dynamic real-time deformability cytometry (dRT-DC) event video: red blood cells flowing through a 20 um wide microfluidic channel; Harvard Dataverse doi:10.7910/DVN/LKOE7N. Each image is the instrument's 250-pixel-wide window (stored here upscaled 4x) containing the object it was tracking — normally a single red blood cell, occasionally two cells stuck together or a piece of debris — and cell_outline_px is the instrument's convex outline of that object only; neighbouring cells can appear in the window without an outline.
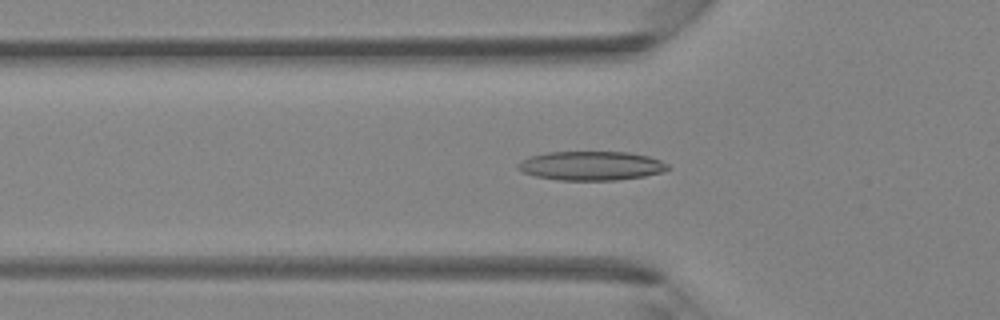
{"species": "Egyptian fruit bat (a non-hibernating species)", "species_latin": "Rousettus aegyptiacus", "temperature_condition": "room temperature", "stored_images_in_passage": 41, "camera_frame_rate_fps": 3000, "um_per_image_px": 0.085, "animal": {"sex": "female"}, "frame": {"image": 1, "passage_image": 13, "time_ms": 4.0, "image_size_px": [1000, 320], "cell_outline_px": [[672, 168], [664, 172], [644, 176], [616, 180], [560, 180], [536, 176], [524, 172], [516, 168], [516, 164], [528, 156], [548, 152], [628, 152], [648, 156], [660, 160], [668, 164]], "centroid_in_image_um": [50.27, 14.09], "position_along_channel_um": 75.5, "area_um2": 25.49}}
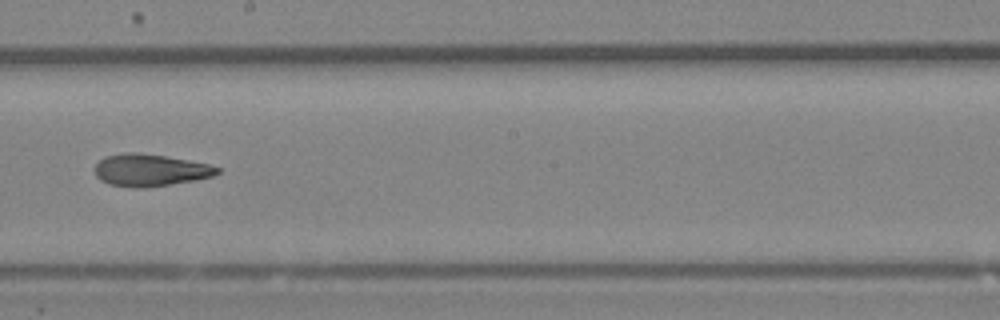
{"frame": {"image": 2, "passage_image": 23, "time_ms": 7.333, "image_size_px": [1000, 320], "cell_outline_px": [[220, 172], [212, 176], [196, 180], [140, 188], [132, 188], [108, 184], [100, 180], [96, 176], [96, 164], [104, 156], [128, 152], [136, 152], [164, 156], [188, 160], [208, 164], [220, 168]], "centroid_in_image_um": [12.74, 14.46], "position_along_channel_um": 235.5, "area_um2": 22.77}}
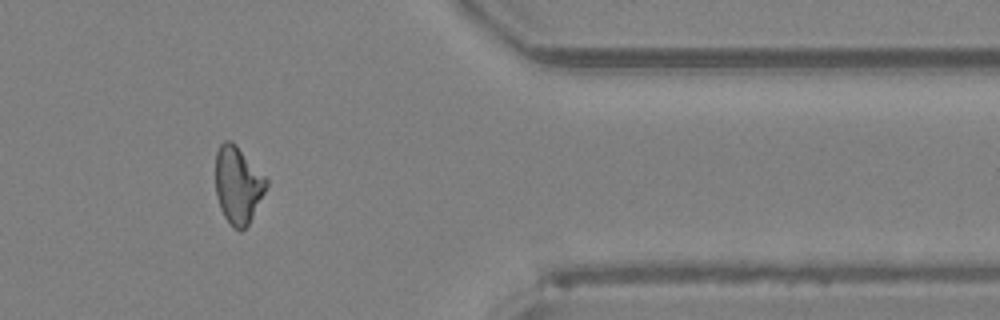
{"frame": {"image": 3, "passage_image": 34, "time_ms": 11.0, "image_size_px": [1000, 320], "cell_outline_px": [[268, 184], [248, 224], [240, 232], [224, 216], [220, 208], [216, 196], [216, 152], [220, 144], [224, 140], [232, 140], [236, 144], [268, 180]], "centroid_in_image_um": [20.2, 15.68], "position_along_channel_um": 391.2, "area_um2": 22.48}}